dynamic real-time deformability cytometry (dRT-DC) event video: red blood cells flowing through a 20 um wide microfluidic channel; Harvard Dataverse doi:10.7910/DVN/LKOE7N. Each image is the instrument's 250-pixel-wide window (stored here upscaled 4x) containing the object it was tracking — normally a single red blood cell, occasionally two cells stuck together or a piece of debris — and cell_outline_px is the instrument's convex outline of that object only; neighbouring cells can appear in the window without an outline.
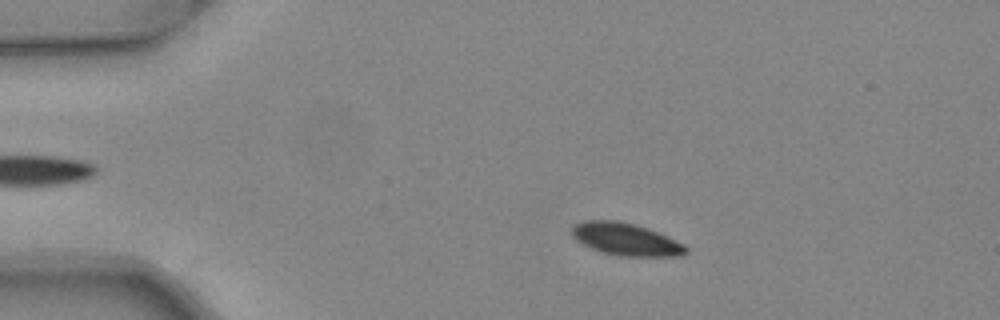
{"species": "common noctule bat (a hibernating species)", "species_latin": "Nyctalus noctula", "temperature_condition": "warm", "stored_images_in_passage": 50, "camera_frame_rate_fps": 3000, "um_per_image_px": 0.085, "animal": {"sex": "female", "body_mass_g": 24.6, "forearm_length_mm": 56.2}, "frame": {"image": 1, "passage_image": 9, "time_ms": 2.667, "image_size_px": [1000, 320], "cell_outline_px": [[688, 252], [684, 256], [620, 256], [604, 252], [592, 248], [576, 240], [572, 236], [572, 228], [576, 224], [584, 220], [620, 220], [636, 224], [648, 228], [668, 236], [684, 244], [688, 248]], "centroid_in_image_um": [53.24, 20.33], "position_along_channel_um": 31.8, "area_um2": 21.62}}
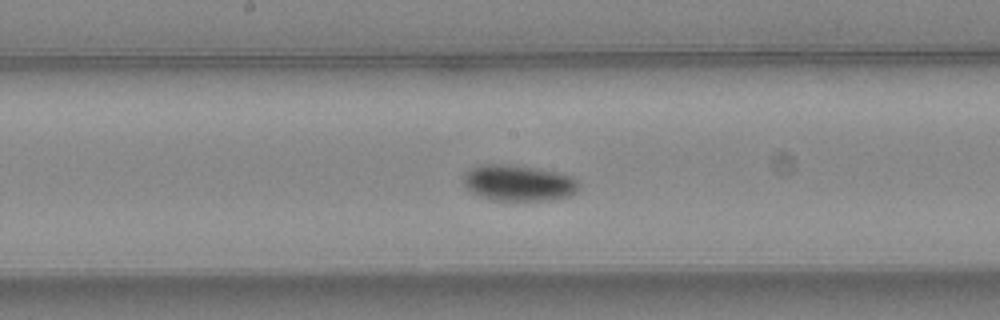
{"frame": {"image": 2, "passage_image": 26, "time_ms": 8.333, "image_size_px": [1000, 320], "cell_outline_px": [[580, 188], [572, 196], [552, 200], [492, 200], [480, 196], [472, 192], [460, 180], [460, 176], [468, 168], [476, 164], [504, 164], [536, 168], [572, 176], [580, 184]], "centroid_in_image_um": [44.03, 15.54], "position_along_channel_um": 204.2, "area_um2": 24.68}}
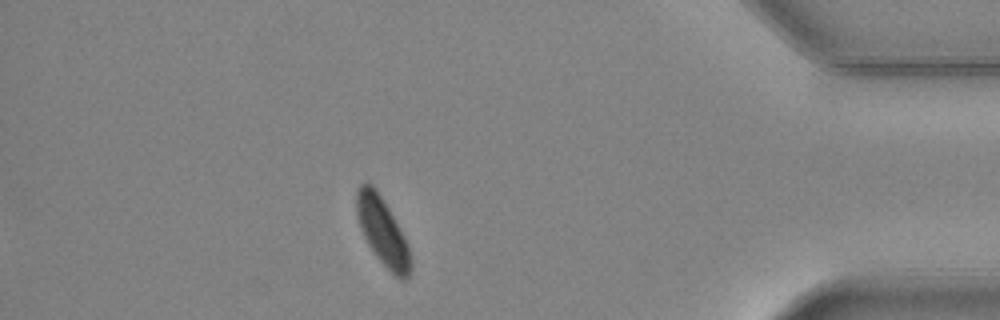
{"frame": {"image": 3, "passage_image": 44, "time_ms": 14.333, "image_size_px": [1000, 320], "cell_outline_px": [[412, 272], [408, 280], [400, 280], [376, 256], [368, 244], [360, 228], [356, 216], [356, 192], [360, 184], [372, 184], [376, 188], [388, 208], [404, 236], [408, 244], [412, 260]], "centroid_in_image_um": [32.54, 19.71], "position_along_channel_um": 402.7, "area_um2": 21.33}, "authors_computed_cell_mechanics": {"area_um2": 22.0507, "velocity_mm_per_s": 4.0195, "shape_relaxation_time_tau1_ms": 2.6725, "shape_relaxation_time_tau2_ms": null, "deformation_change_tau1": 0.1172, "deformation_change_tau2": null}}